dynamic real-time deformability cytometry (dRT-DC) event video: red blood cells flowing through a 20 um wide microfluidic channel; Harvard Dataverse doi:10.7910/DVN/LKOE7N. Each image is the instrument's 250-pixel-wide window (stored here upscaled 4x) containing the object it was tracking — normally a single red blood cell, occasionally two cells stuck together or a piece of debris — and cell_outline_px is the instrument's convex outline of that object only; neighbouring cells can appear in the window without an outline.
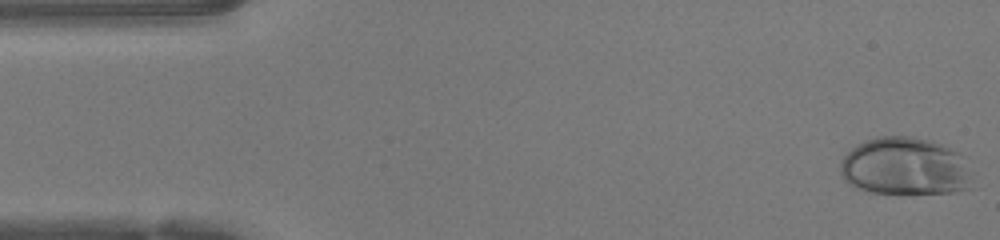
{"species": "human", "species_latin": "Homo sapiens", "temperature_condition": "warm", "stored_images_in_passage": 47, "camera_frame_rate_fps": 3000, "um_per_image_px": 0.085, "donor": {"sex": "female"}, "frame": {"image": 1, "passage_image": 1, "time_ms": 0.0, "image_size_px": [1000, 240], "cell_outline_px": [[972, 188], [956, 192], [872, 192], [856, 188], [848, 184], [844, 180], [840, 172], [840, 160], [856, 144], [880, 136], [908, 136], [928, 140], [940, 144], [960, 152], [964, 156], [972, 176]], "centroid_in_image_um": [76.95, 14.14], "position_along_channel_um": 8.1, "area_um2": 44.51}}
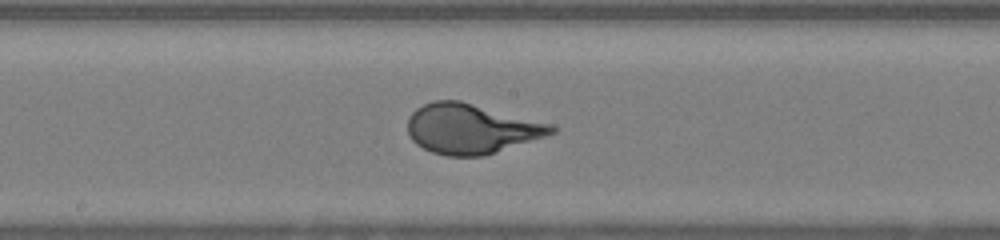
{"frame": {"image": 2, "passage_image": 24, "time_ms": 7.667, "image_size_px": [1000, 240], "cell_outline_px": [[560, 128], [556, 132], [484, 156], [444, 156], [432, 152], [416, 144], [408, 136], [408, 116], [416, 108], [432, 100], [460, 100], [552, 124]], "centroid_in_image_um": [40.02, 10.94], "position_along_channel_um": 208.2, "area_um2": 41.85}}
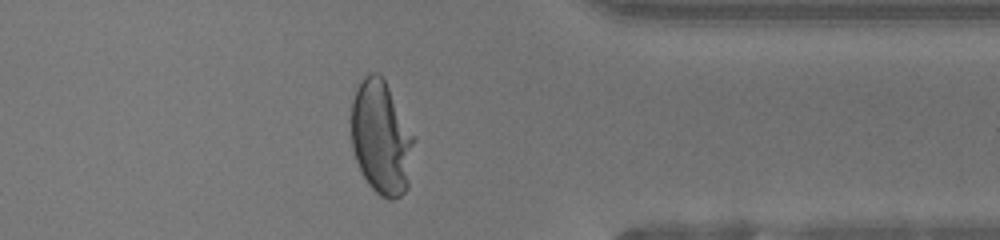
{"frame": {"image": 3, "passage_image": 37, "time_ms": 12.0, "image_size_px": [1000, 240], "cell_outline_px": [[416, 140], [408, 188], [400, 196], [392, 200], [388, 200], [380, 196], [368, 184], [356, 160], [352, 148], [352, 100], [356, 88], [364, 76], [368, 72], [380, 72], [416, 136]], "centroid_in_image_um": [32.44, 11.7], "position_along_channel_um": 379.0, "area_um2": 42.19}, "authors_computed_cell_mechanics": {"area_um2": 42.0206, "velocity_mm_per_s": 4.2468, "shape_relaxation_time_tau1_ms": 4.6929, "shape_relaxation_time_tau2_ms": null, "deformation_change_tau1": 0.2747, "deformation_change_tau2": null}}